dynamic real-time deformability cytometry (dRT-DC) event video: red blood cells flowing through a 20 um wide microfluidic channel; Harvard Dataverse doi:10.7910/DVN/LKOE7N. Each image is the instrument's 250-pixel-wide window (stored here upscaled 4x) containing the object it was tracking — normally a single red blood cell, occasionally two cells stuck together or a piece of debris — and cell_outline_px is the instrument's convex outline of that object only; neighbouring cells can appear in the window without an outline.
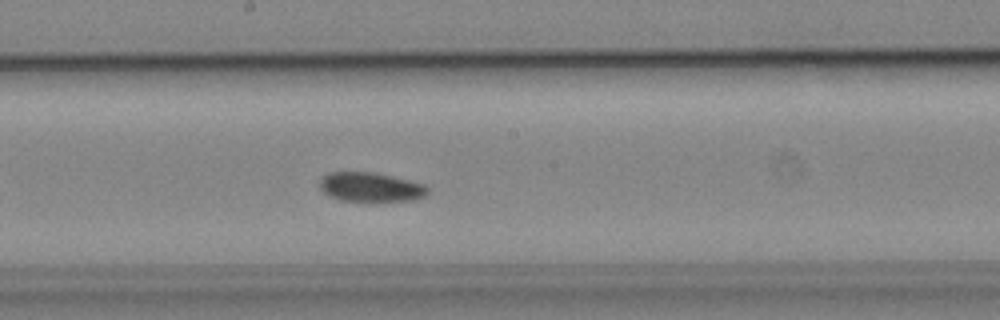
{"species": "common noctule bat (a hibernating species)", "species_latin": "Nyctalus noctula", "temperature_condition": "cold", "stored_images_in_passage": 40, "camera_frame_rate_fps": 3000, "um_per_image_px": 0.085, "animal": {"sex": "male", "body_mass_g": 19.2, "forearm_length_mm": 51.8}, "frame": {"image": 1, "passage_image": 18, "time_ms": 5.667, "image_size_px": [1000, 320], "cell_outline_px": [[428, 192], [424, 196], [412, 200], [340, 200], [324, 192], [320, 188], [320, 180], [328, 172], [376, 172], [424, 184], [428, 188]], "centroid_in_image_um": [31.5, 15.88], "position_along_channel_um": 216.7, "area_um2": 18.03}, "authors_computed_cell_mechanics": {"area_um2": 19.5942, "velocity_mm_per_s": 3.8674, "shape_relaxation_time_tau1_ms": 7.1941, "shape_relaxation_time_tau2_ms": null, "deformation_change_tau1": 0.0743, "deformation_change_tau2": null}}